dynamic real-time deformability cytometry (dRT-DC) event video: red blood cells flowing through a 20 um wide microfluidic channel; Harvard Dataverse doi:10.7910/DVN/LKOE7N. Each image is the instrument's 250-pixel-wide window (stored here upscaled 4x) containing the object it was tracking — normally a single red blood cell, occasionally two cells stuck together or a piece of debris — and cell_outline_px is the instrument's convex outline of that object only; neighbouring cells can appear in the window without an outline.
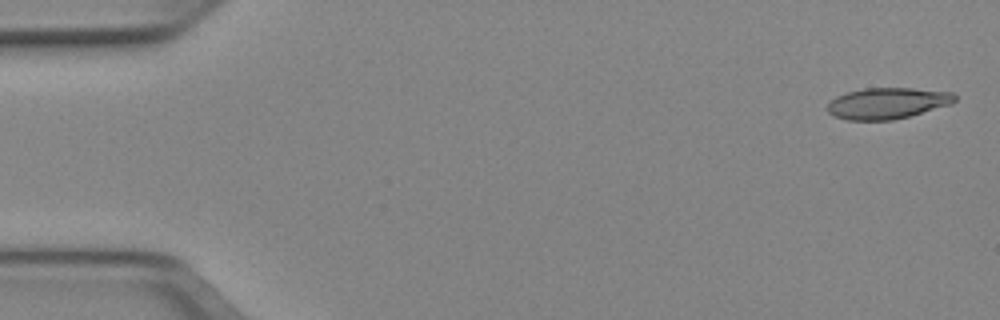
{"species": "Egyptian fruit bat (a non-hibernating species)", "species_latin": "Rousettus aegyptiacus", "temperature_condition": "cold", "stored_images_in_passage": 4, "camera_frame_rate_fps": 3000, "um_per_image_px": 0.085, "animal": {"sex": "female"}, "frame": {"image": 1, "passage_image": 1, "time_ms": 0.0, "image_size_px": [1000, 320], "cell_outline_px": [[956, 100], [952, 104], [908, 116], [892, 120], [848, 120], [832, 116], [828, 112], [828, 100], [836, 96], [848, 92], [864, 88], [912, 88], [952, 92], [956, 96]], "centroid_in_image_um": [75.4, 8.77], "position_along_channel_um": 9.6, "area_um2": 23.18}}
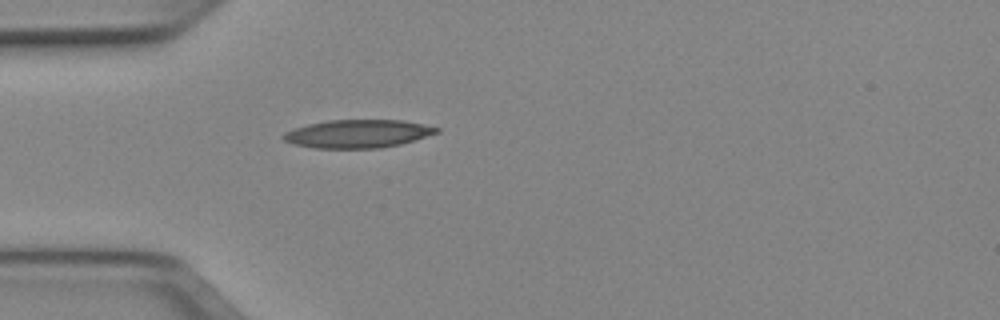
{"frame": {"image": 2, "passage_image": 4, "time_ms": 1.0, "image_size_px": [1000, 320], "cell_outline_px": [[440, 132], [400, 144], [380, 148], [316, 148], [292, 144], [284, 140], [280, 136], [284, 132], [292, 128], [308, 124], [328, 120], [404, 120], [440, 128]], "centroid_in_image_um": [30.37, 11.36], "position_along_channel_um": 54.6, "area_um2": 25.2}}